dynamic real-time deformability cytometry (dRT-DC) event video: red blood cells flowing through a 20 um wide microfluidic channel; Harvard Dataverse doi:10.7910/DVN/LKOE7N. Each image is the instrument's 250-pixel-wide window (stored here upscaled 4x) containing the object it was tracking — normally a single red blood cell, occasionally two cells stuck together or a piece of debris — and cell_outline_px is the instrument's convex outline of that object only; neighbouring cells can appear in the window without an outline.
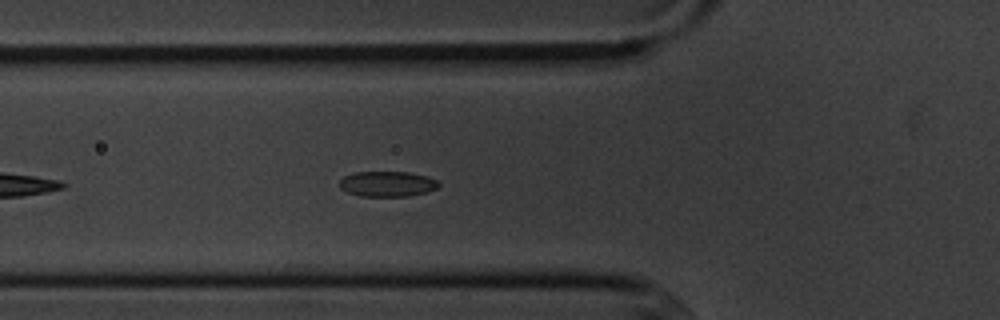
{"species": "common noctule bat (a hibernating species)", "species_latin": "Nyctalus noctula", "temperature_condition": "cold", "stored_images_in_passage": 7, "camera_frame_rate_fps": 3000, "um_per_image_px": 0.085, "animal": {"sex": "male", "body_mass_g": 20.1, "forearm_length_mm": 53.5}, "frame": {"image": 1, "passage_image": 7, "time_ms": 7.667, "image_size_px": [1000, 320], "cell_outline_px": [[440, 184], [436, 188], [428, 192], [408, 196], [360, 196], [348, 192], [340, 188], [340, 180], [344, 176], [352, 172], [408, 172], [428, 176], [436, 180]], "centroid_in_image_um": [32.92, 15.63], "position_along_channel_um": 92.9, "area_um2": 14.68}}